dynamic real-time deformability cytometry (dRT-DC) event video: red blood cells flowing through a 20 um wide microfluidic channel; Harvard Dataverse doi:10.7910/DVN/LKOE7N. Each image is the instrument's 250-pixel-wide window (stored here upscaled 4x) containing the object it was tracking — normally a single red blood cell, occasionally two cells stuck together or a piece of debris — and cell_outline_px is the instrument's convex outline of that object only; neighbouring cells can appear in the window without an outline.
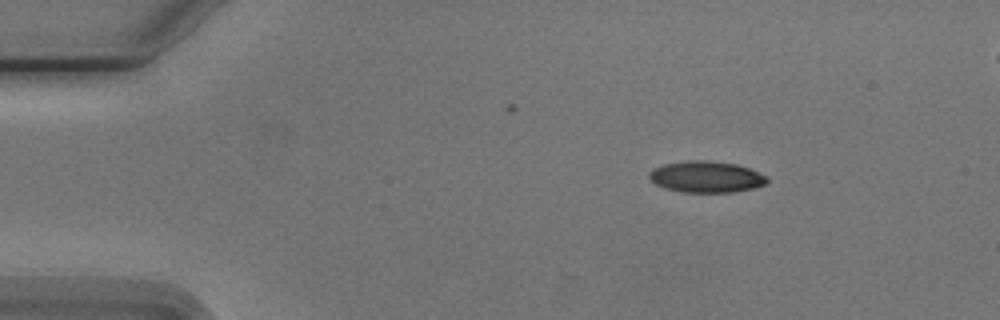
{"species": "Egyptian fruit bat (a non-hibernating species)", "species_latin": "Rousettus aegyptiacus", "temperature_condition": "cold", "stored_images_in_passage": 3, "camera_frame_rate_fps": 3000, "um_per_image_px": 0.085, "animal": {"sex": "male"}, "frame": {"image": 1, "passage_image": 3, "time_ms": 3.333, "image_size_px": [1000, 320], "cell_outline_px": [[768, 180], [764, 184], [752, 188], [732, 192], [680, 192], [664, 188], [656, 184], [648, 176], [648, 172], [664, 164], [688, 160], [704, 160], [736, 164], [748, 168], [768, 176]], "centroid_in_image_um": [60.01, 15.03], "position_along_channel_um": 25.0, "area_um2": 21.39}}